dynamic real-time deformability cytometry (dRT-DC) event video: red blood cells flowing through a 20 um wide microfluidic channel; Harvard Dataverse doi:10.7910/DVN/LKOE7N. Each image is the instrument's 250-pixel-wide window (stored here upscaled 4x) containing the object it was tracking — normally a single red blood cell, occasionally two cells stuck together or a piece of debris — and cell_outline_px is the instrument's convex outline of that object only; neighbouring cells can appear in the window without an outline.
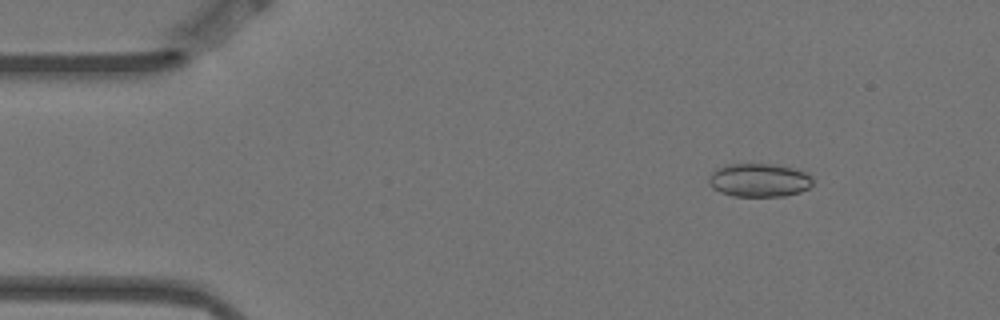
{"species": "Egyptian fruit bat (a non-hibernating species)", "species_latin": "Rousettus aegyptiacus", "temperature_condition": "warm", "stored_images_in_passage": 4, "camera_frame_rate_fps": 3000, "um_per_image_px": 0.085, "animal": {"sex": "female"}, "frame": {"image": 1, "passage_image": 2, "time_ms": 0.333, "image_size_px": [1000, 320], "cell_outline_px": [[812, 184], [808, 188], [800, 192], [784, 196], [732, 196], [720, 192], [712, 188], [708, 180], [708, 176], [716, 168], [724, 164], [772, 164], [792, 168], [808, 172], [812, 176]], "centroid_in_image_um": [64.51, 15.31], "position_along_channel_um": 20.5, "area_um2": 20.46}}